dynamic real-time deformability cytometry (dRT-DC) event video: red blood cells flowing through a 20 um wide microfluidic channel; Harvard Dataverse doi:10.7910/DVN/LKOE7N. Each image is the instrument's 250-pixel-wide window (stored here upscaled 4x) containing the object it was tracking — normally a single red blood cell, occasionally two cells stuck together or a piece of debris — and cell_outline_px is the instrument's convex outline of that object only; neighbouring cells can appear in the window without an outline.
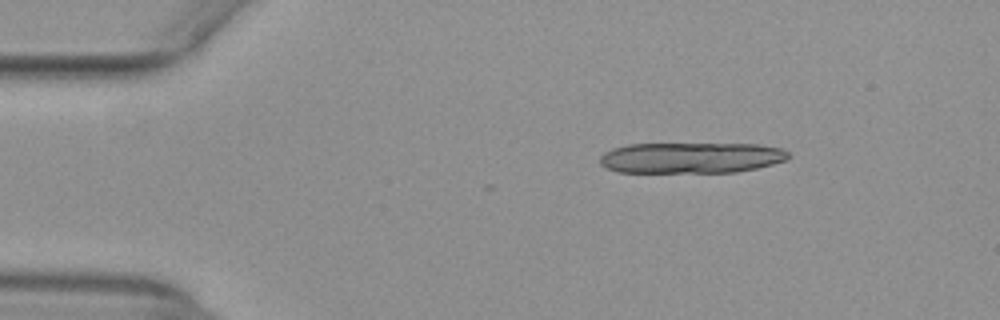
{"species": "common noctule bat (a hibernating species)", "species_latin": "Nyctalus noctula", "temperature_condition": "warm", "stored_images_in_passage": 11, "camera_frame_rate_fps": 3000, "um_per_image_px": 0.085, "animal": {"sex": "female", "body_mass_g": 29.2, "forearm_length_mm": 56.3}, "frame": {"image": 1, "passage_image": 3, "time_ms": 0.667, "image_size_px": [1000, 320], "cell_outline_px": [[792, 156], [788, 160], [756, 168], [736, 172], [620, 172], [608, 168], [600, 164], [600, 156], [604, 152], [612, 148], [628, 144], [760, 144], [784, 148]], "centroid_in_image_um": [58.79, 13.4], "position_along_channel_um": 26.2, "area_um2": 34.1}}